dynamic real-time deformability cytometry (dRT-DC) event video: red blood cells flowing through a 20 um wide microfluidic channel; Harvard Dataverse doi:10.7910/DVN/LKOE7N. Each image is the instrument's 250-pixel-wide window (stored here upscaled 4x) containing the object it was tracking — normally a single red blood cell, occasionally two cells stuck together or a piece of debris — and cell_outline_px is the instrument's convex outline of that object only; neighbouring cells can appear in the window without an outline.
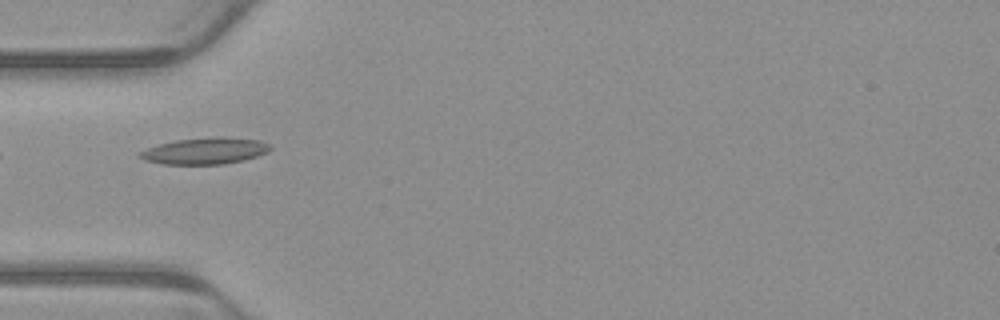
{"species": "common noctule bat (a hibernating species)", "species_latin": "Nyctalus noctula", "temperature_condition": "warm", "stored_images_in_passage": 2, "camera_frame_rate_fps": 3000, "um_per_image_px": 0.085, "animal": {"sex": "male", "body_mass_g": 23.1, "forearm_length_mm": 52.7}, "frame": {"image": 1, "passage_image": 2, "time_ms": 0.333, "image_size_px": [1000, 320], "cell_outline_px": [[272, 148], [268, 152], [244, 160], [224, 164], [164, 164], [144, 160], [136, 156], [140, 152], [148, 148], [160, 144], [176, 140], [220, 136], [224, 136], [260, 140], [272, 144]], "centroid_in_image_um": [17.47, 12.82], "position_along_channel_um": 67.5, "area_um2": 20.23}}